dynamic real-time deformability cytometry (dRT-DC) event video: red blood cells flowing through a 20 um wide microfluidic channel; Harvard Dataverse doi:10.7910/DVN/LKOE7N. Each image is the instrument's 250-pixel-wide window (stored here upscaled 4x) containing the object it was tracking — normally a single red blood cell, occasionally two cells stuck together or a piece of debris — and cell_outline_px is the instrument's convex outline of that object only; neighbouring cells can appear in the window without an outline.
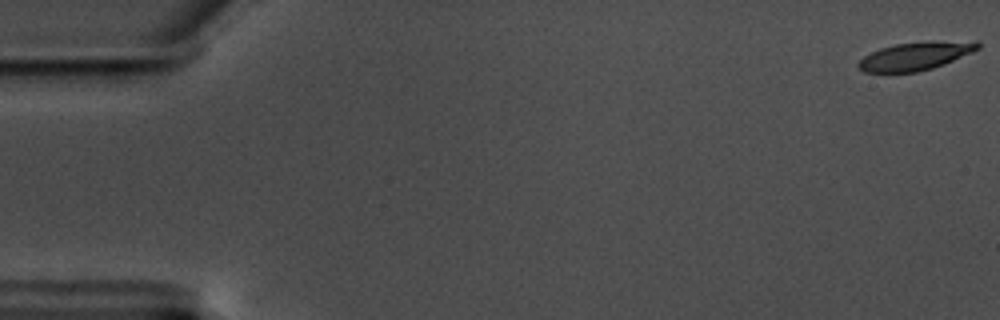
{"species": "common noctule bat (a hibernating species)", "species_latin": "Nyctalus noctula", "temperature_condition": "warm", "stored_images_in_passage": 8, "camera_frame_rate_fps": 3000, "um_per_image_px": 0.085, "animal": {"sex": "male", "body_mass_g": 17.5, "forearm_length_mm": 52.3}, "frame": {"image": 1, "passage_image": 1, "time_ms": 0.0, "image_size_px": [1000, 320], "cell_outline_px": [[980, 48], [972, 52], [944, 64], [932, 68], [916, 72], [864, 72], [856, 64], [864, 56], [880, 48], [896, 44], [932, 40], [976, 40], [980, 44]], "centroid_in_image_um": [77.87, 4.73], "position_along_channel_um": 7.1, "area_um2": 19.77}}